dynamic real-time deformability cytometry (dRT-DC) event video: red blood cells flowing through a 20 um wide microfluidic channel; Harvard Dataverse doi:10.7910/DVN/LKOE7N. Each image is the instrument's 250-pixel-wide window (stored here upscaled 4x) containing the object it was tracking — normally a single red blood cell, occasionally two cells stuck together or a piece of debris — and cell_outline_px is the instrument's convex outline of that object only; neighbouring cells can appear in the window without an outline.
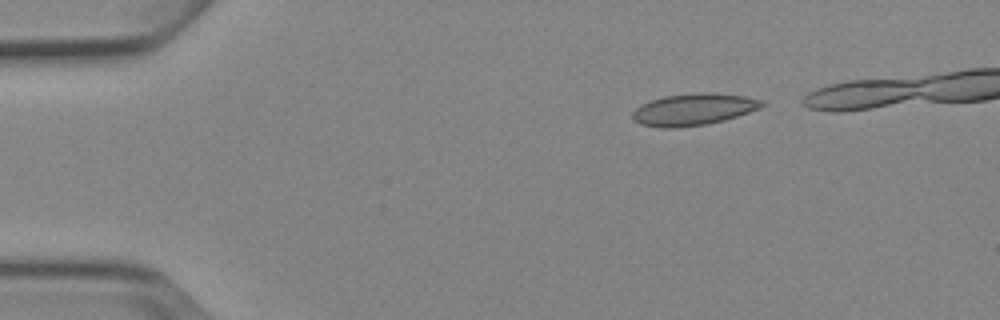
{"species": "Egyptian fruit bat (a non-hibernating species)", "species_latin": "Rousettus aegyptiacus", "temperature_condition": "cold", "stored_images_in_passage": 4, "camera_frame_rate_fps": 3000, "um_per_image_px": 0.085, "animal": {"sex": "female"}, "frame": {"image": 1, "passage_image": 1, "time_ms": 0.0, "image_size_px": [1000, 320], "cell_outline_px": [[768, 104], [760, 108], [724, 120], [708, 124], [676, 128], [660, 128], [640, 124], [632, 116], [632, 112], [636, 108], [652, 100], [664, 96], [696, 92], [712, 92], [744, 96], [764, 100]], "centroid_in_image_um": [58.99, 9.29], "position_along_channel_um": 26.0, "area_um2": 24.04}}